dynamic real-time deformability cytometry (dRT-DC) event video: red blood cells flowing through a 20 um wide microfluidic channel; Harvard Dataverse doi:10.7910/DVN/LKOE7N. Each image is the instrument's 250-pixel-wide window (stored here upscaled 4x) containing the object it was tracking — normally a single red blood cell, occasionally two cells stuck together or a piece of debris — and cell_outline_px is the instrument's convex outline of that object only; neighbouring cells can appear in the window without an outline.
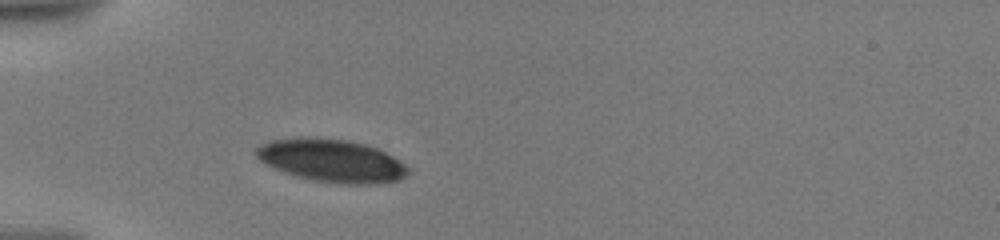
{"species": "human", "species_latin": "Homo sapiens", "temperature_condition": "warm", "stored_images_in_passage": 5, "camera_frame_rate_fps": 3000, "um_per_image_px": 0.085, "donor": {"sex": "male"}, "frame": {"image": 1, "passage_image": 1, "time_ms": 0.0, "image_size_px": [1000, 240], "cell_outline_px": [[408, 176], [400, 180], [376, 184], [336, 184], [312, 180], [296, 176], [284, 172], [260, 160], [256, 156], [256, 148], [260, 144], [272, 140], [304, 136], [312, 136], [348, 140], [368, 144], [392, 156], [404, 164], [408, 168]], "centroid_in_image_um": [28.2, 13.65], "position_along_channel_um": 56.8, "area_um2": 38.21}}
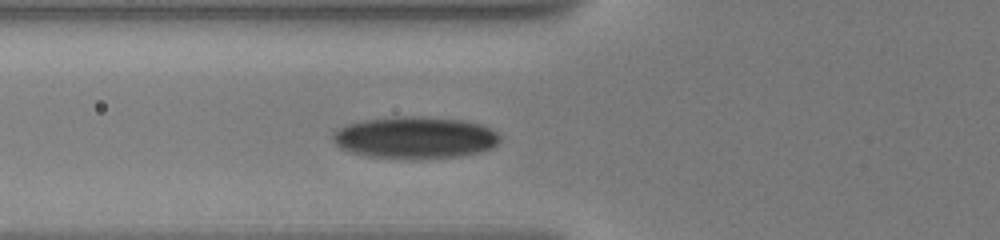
{"frame": {"image": 2, "passage_image": 3, "time_ms": 1.333, "image_size_px": [1000, 240], "cell_outline_px": [[500, 140], [492, 148], [480, 152], [464, 156], [368, 156], [352, 152], [340, 148], [332, 140], [332, 132], [336, 128], [348, 124], [368, 120], [396, 116], [420, 116], [464, 120], [480, 124], [496, 132], [500, 136]], "centroid_in_image_um": [35.28, 11.65], "position_along_channel_um": 90.5, "area_um2": 39.88}}
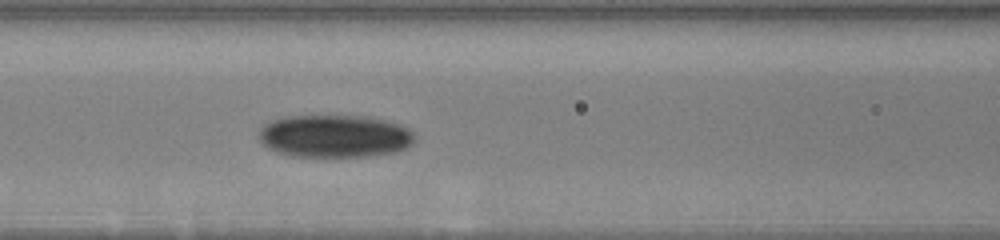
{"frame": {"image": 3, "passage_image": 5, "time_ms": 2.667, "image_size_px": [1000, 240], "cell_outline_px": [[416, 136], [412, 144], [408, 148], [396, 152], [368, 156], [292, 156], [276, 152], [260, 144], [256, 136], [256, 132], [268, 120], [284, 116], [368, 116], [400, 124], [408, 128]], "centroid_in_image_um": [28.39, 11.56], "position_along_channel_um": 138.2, "area_um2": 39.42}}